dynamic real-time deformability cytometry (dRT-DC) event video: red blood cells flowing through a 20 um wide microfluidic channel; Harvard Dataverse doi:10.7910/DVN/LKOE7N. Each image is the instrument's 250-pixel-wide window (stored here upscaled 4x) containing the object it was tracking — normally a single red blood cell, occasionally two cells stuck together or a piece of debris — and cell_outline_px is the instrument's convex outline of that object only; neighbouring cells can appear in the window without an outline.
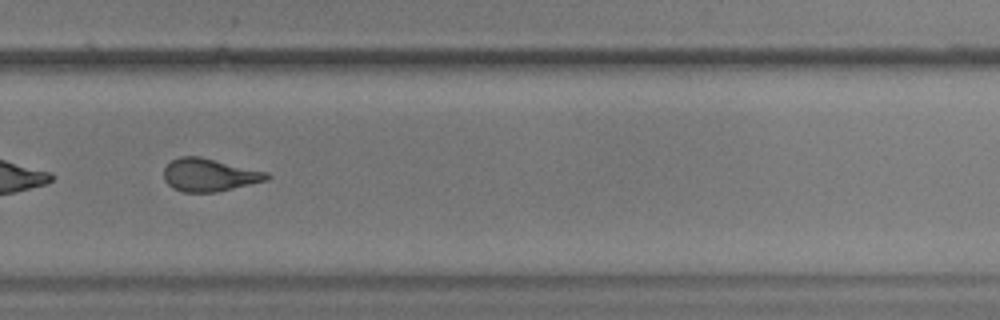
{"species": "common noctule bat (a hibernating species)", "species_latin": "Nyctalus noctula", "temperature_condition": "warm", "stored_images_in_passage": 53, "segment_of_instrument_passage": [2, 2], "camera_frame_rate_fps": 3000, "um_per_image_px": 0.085, "animal": {"sex": "male", "body_mass_g": 17.9, "forearm_length_mm": 54.2}, "frame": {"image": 1, "passage_image": 39, "time_ms": 12.667, "image_size_px": [1000, 320], "cell_outline_px": [[272, 176], [268, 180], [216, 192], [184, 192], [172, 188], [164, 180], [164, 168], [172, 160], [180, 156], [200, 156], [268, 172]], "centroid_in_image_um": [17.8, 14.87], "position_along_channel_um": 312.0, "area_um2": 19.77}}